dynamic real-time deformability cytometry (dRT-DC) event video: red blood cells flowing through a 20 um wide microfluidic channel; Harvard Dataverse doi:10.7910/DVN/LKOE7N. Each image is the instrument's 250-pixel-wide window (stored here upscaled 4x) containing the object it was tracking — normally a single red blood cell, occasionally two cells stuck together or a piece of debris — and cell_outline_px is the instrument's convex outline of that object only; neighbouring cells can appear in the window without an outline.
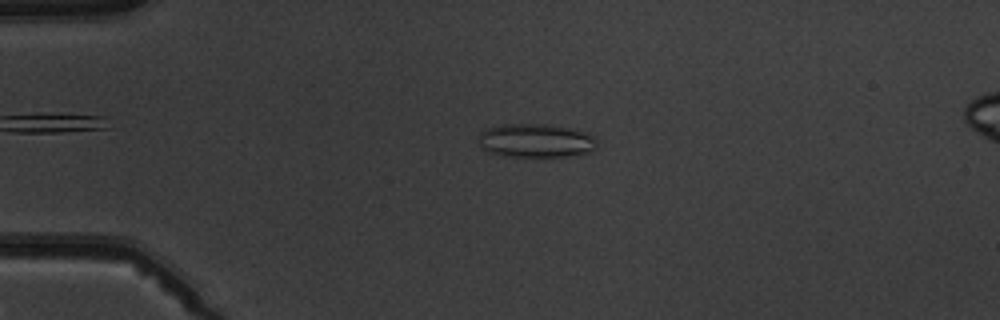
{"species": "common noctule bat (a hibernating species)", "species_latin": "Nyctalus noctula", "temperature_condition": "warm", "stored_images_in_passage": 5, "camera_frame_rate_fps": 3000, "um_per_image_px": 0.085, "animal": {"sex": "male", "body_mass_g": 19.5, "forearm_length_mm": 54.6}, "frame": {"image": 1, "passage_image": 3, "time_ms": 2.333, "image_size_px": [1000, 320], "cell_outline_px": [[596, 148], [592, 152], [564, 156], [508, 156], [488, 152], [480, 144], [480, 132], [484, 128], [504, 124], [544, 124], [572, 128], [588, 132], [596, 136]], "centroid_in_image_um": [45.59, 11.94], "position_along_channel_um": 39.4, "area_um2": 23.35}}